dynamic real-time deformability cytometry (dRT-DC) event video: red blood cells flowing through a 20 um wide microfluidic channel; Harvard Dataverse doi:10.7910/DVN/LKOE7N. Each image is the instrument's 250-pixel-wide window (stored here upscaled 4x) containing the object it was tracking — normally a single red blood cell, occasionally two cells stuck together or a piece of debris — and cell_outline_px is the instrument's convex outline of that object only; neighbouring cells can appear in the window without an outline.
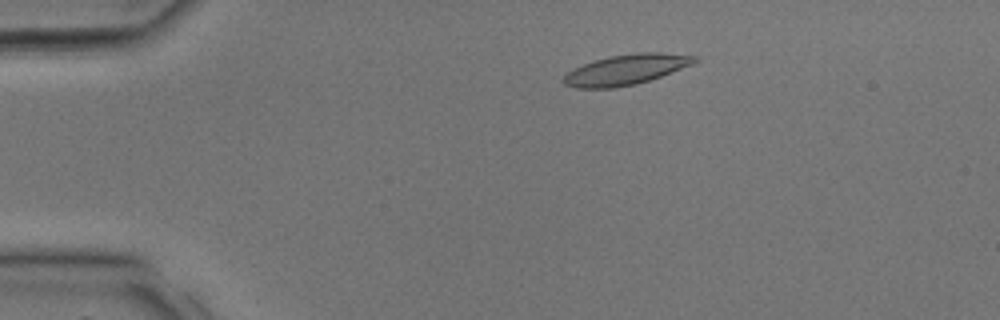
{"species": "common noctule bat (a hibernating species)", "species_latin": "Nyctalus noctula", "temperature_condition": "room temperature", "stored_images_in_passage": 10, "camera_frame_rate_fps": 3000, "um_per_image_px": 0.085, "animal": {"sex": "male", "body_mass_g": 17.9, "forearm_length_mm": 54.2}, "frame": {"image": 1, "passage_image": 6, "time_ms": 1.667, "image_size_px": [1000, 320], "cell_outline_px": [[700, 60], [692, 64], [660, 76], [636, 84], [612, 88], [576, 88], [564, 84], [560, 80], [572, 68], [592, 60], [608, 56], [636, 52], [660, 52], [700, 56]], "centroid_in_image_um": [53.18, 5.9], "position_along_channel_um": 31.8, "area_um2": 23.35}}